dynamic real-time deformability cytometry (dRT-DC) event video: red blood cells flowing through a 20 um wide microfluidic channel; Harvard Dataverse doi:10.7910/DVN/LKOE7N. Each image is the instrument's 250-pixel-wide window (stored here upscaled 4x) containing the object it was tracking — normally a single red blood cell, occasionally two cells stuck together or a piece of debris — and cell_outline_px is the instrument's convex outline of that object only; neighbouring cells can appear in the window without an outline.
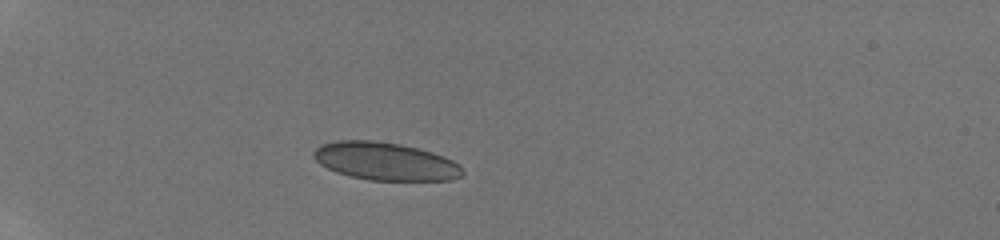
{"species": "human", "species_latin": "Homo sapiens", "temperature_condition": "room temperature", "stored_images_in_passage": 32, "camera_frame_rate_fps": 3000, "um_per_image_px": 0.085, "donor": {"sex": "male"}, "frame": {"image": 1, "passage_image": 4, "time_ms": 2.333, "image_size_px": [1000, 240], "cell_outline_px": [[464, 172], [460, 176], [452, 180], [368, 180], [348, 176], [336, 172], [320, 164], [312, 156], [312, 152], [320, 144], [336, 140], [372, 140], [400, 144], [432, 152], [444, 156], [452, 160]], "centroid_in_image_um": [32.69, 13.71], "position_along_channel_um": 52.3, "area_um2": 32.83}}
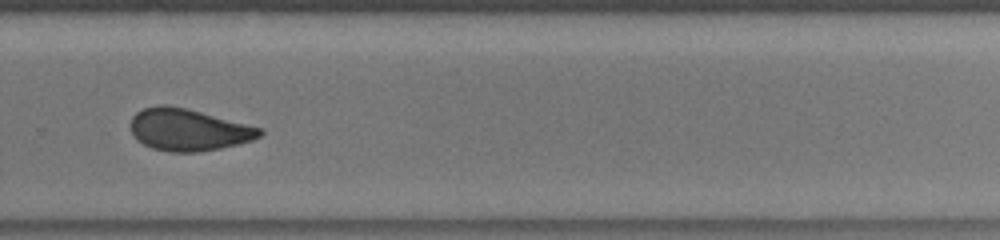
{"frame": {"image": 2, "passage_image": 18, "time_ms": 9.667, "image_size_px": [1000, 240], "cell_outline_px": [[264, 132], [260, 136], [252, 140], [220, 148], [200, 152], [168, 152], [152, 148], [136, 140], [132, 136], [132, 116], [136, 112], [144, 108], [156, 104], [164, 104], [184, 108], [200, 112], [260, 128]], "centroid_in_image_um": [15.96, 11.04], "position_along_channel_um": 313.8, "area_um2": 31.27}}
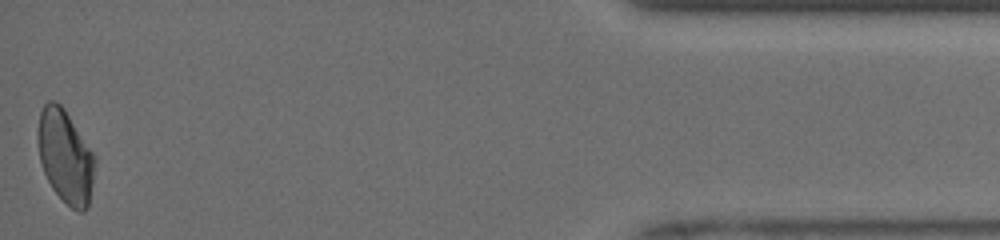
{"frame": {"image": 3, "passage_image": 32, "time_ms": 14.0, "image_size_px": [1000, 240], "cell_outline_px": [[96, 160], [88, 208], [84, 212], [80, 212], [72, 208], [52, 188], [44, 172], [40, 160], [36, 140], [36, 132], [40, 112], [44, 104], [48, 100], [52, 100], [60, 104], [64, 108], [92, 152]], "centroid_in_image_um": [5.53, 13.28], "position_along_channel_um": 429.7, "area_um2": 30.87}, "authors_computed_cell_mechanics": {"area_um2": 31.6455, "velocity_mm_per_s": 4.1172, "shape_relaxation_time_tau1_ms": null, "shape_relaxation_time_tau2_ms": 1.1115, "deformation_change_tau1": null, "deformation_change_tau2": 0.0515}}